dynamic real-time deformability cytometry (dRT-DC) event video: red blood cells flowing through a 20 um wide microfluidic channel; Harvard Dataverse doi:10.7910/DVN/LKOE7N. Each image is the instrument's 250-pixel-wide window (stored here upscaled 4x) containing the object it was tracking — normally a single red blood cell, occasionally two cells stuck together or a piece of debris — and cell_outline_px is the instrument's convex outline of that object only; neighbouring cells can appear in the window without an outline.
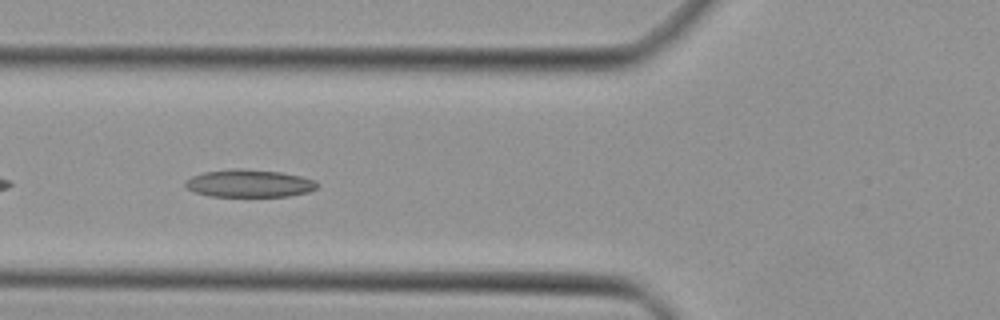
{"species": "Egyptian fruit bat (a non-hibernating species)", "species_latin": "Rousettus aegyptiacus", "temperature_condition": "cold", "stored_images_in_passage": 30, "camera_frame_rate_fps": 3000, "um_per_image_px": 0.085, "animal": {"sex": "female"}, "frame": {"image": 1, "passage_image": 4, "time_ms": 1.0, "image_size_px": [1000, 320], "cell_outline_px": [[320, 184], [316, 188], [308, 192], [288, 196], [212, 196], [196, 192], [188, 188], [184, 184], [192, 176], [204, 172], [232, 168], [244, 168], [280, 172], [300, 176], [316, 180]], "centroid_in_image_um": [21.23, 15.57], "position_along_channel_um": 104.6, "area_um2": 21.15}}
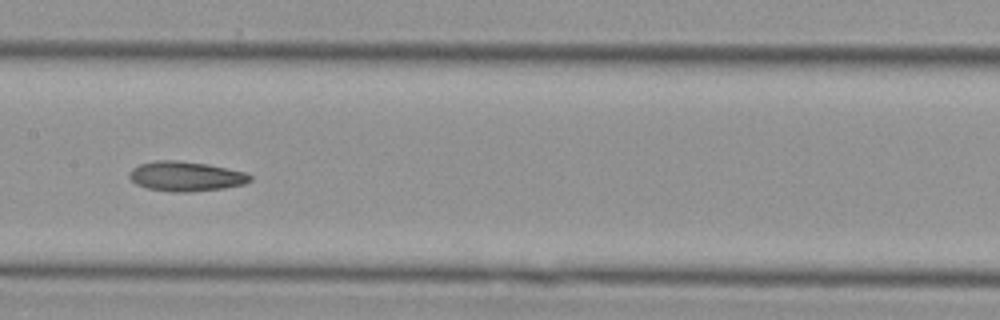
{"frame": {"image": 2, "passage_image": 10, "time_ms": 3.0, "image_size_px": [1000, 320], "cell_outline_px": [[252, 180], [244, 184], [224, 188], [192, 192], [172, 192], [148, 188], [136, 184], [128, 176], [128, 172], [132, 168], [140, 164], [156, 160], [176, 160], [208, 164], [244, 172], [252, 176]], "centroid_in_image_um": [15.78, 14.99], "position_along_channel_um": 191.6, "area_um2": 20.98}}
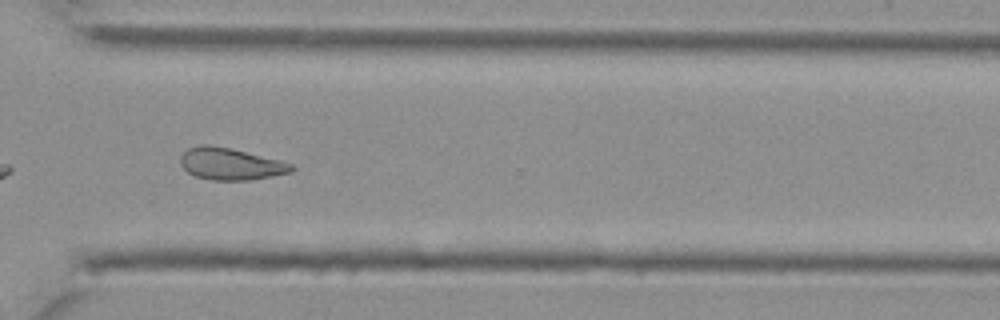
{"frame": {"image": 3, "passage_image": 21, "time_ms": 6.667, "image_size_px": [1000, 320], "cell_outline_px": [[296, 168], [288, 172], [272, 176], [252, 180], [212, 180], [196, 176], [188, 172], [180, 164], [180, 156], [188, 148], [200, 144], [208, 144], [232, 148], [280, 160], [292, 164]], "centroid_in_image_um": [19.58, 13.92], "position_along_channel_um": 351.0, "area_um2": 20.69}}